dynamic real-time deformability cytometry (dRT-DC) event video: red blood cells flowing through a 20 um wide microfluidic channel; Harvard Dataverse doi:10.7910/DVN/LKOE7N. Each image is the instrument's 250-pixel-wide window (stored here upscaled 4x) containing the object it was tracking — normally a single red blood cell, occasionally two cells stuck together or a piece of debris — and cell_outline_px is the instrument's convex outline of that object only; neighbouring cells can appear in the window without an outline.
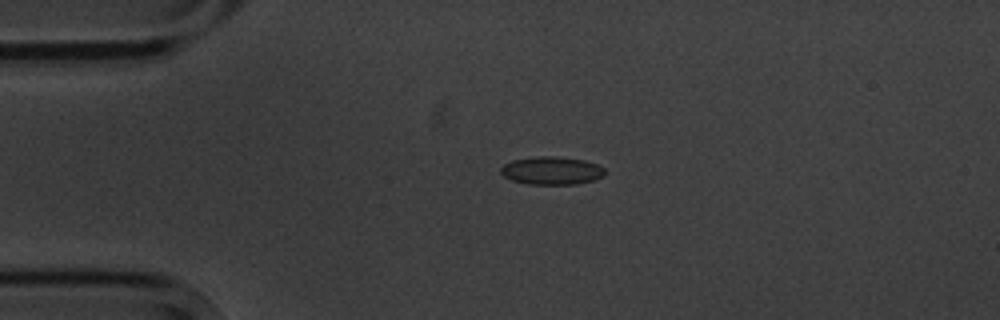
{"species": "common noctule bat (a hibernating species)", "species_latin": "Nyctalus noctula", "temperature_condition": "cold", "stored_images_in_passage": 4, "camera_frame_rate_fps": 3000, "um_per_image_px": 0.085, "animal": {"sex": "male", "body_mass_g": 20.1, "forearm_length_mm": 53.5}, "frame": {"image": 1, "passage_image": 2, "time_ms": 2.0, "image_size_px": [1000, 320], "cell_outline_px": [[604, 176], [592, 180], [576, 184], [528, 184], [512, 180], [504, 176], [500, 172], [500, 168], [504, 164], [512, 160], [536, 156], [556, 156], [584, 160], [596, 164], [604, 168]], "centroid_in_image_um": [46.87, 14.49], "position_along_channel_um": 38.1, "area_um2": 16.94}}
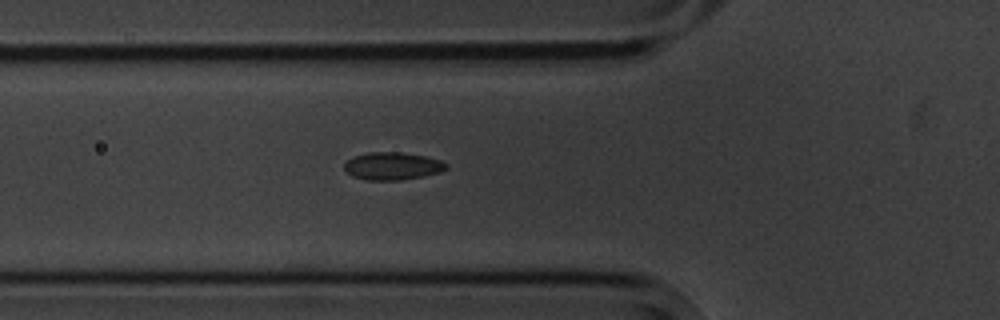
{"frame": {"image": 2, "passage_image": 4, "time_ms": 4.333, "image_size_px": [1000, 320], "cell_outline_px": [[448, 168], [440, 172], [400, 180], [368, 180], [352, 176], [344, 168], [344, 164], [352, 156], [368, 152], [400, 152], [424, 156], [440, 160], [448, 164]], "centroid_in_image_um": [33.34, 14.1], "position_along_channel_um": 92.5, "area_um2": 16.3}}